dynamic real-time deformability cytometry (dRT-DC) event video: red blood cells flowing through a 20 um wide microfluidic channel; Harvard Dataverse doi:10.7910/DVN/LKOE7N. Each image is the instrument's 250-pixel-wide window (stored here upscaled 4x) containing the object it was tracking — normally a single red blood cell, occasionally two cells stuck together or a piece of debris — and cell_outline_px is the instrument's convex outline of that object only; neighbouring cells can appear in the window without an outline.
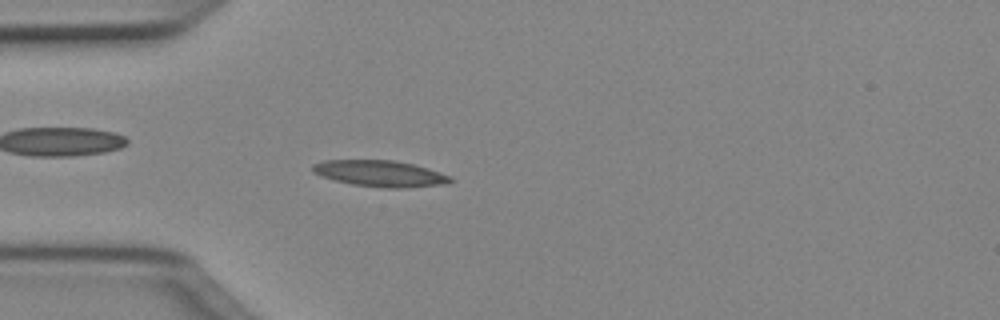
{"species": "Egyptian fruit bat (a non-hibernating species)", "species_latin": "Rousettus aegyptiacus", "temperature_condition": "cold", "stored_images_in_passage": 49, "camera_frame_rate_fps": 3000, "um_per_image_px": 0.085, "animal": {"sex": "female"}, "frame": {"image": 1, "passage_image": 13, "time_ms": 4.0, "image_size_px": [1000, 320], "cell_outline_px": [[452, 180], [448, 184], [408, 188], [384, 188], [352, 184], [320, 176], [312, 172], [312, 164], [324, 160], [392, 160], [412, 164], [428, 168], [452, 176]], "centroid_in_image_um": [32.33, 14.75], "position_along_channel_um": 52.7, "area_um2": 21.21}}
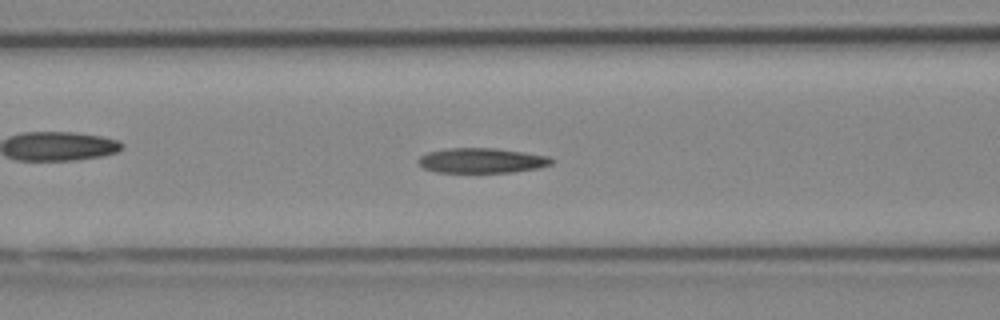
{"frame": {"image": 2, "passage_image": 19, "time_ms": 6.0, "image_size_px": [1000, 320], "cell_outline_px": [[556, 160], [552, 164], [540, 168], [512, 172], [436, 172], [424, 168], [416, 160], [420, 156], [428, 152], [448, 148], [496, 148], [524, 152], [548, 156]], "centroid_in_image_um": [40.98, 13.64], "position_along_channel_um": 125.6, "area_um2": 19.48}}
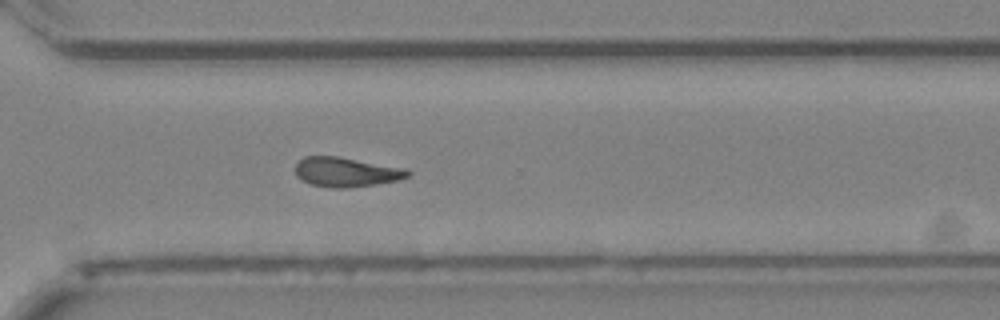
{"frame": {"image": 3, "passage_image": 35, "time_ms": 11.333, "image_size_px": [1000, 320], "cell_outline_px": [[412, 172], [408, 176], [400, 180], [376, 184], [348, 188], [332, 188], [312, 184], [296, 176], [296, 164], [304, 156], [336, 156], [408, 168]], "centroid_in_image_um": [29.48, 14.62], "position_along_channel_um": 341.1, "area_um2": 19.42}, "authors_computed_cell_mechanics": {"area_um2": 19.363, "velocity_mm_per_s": 4.0587, "shape_relaxation_time_tau1_ms": null, "shape_relaxation_time_tau2_ms": 10.6895, "deformation_change_tau1": null, "deformation_change_tau2": 0.2231}}